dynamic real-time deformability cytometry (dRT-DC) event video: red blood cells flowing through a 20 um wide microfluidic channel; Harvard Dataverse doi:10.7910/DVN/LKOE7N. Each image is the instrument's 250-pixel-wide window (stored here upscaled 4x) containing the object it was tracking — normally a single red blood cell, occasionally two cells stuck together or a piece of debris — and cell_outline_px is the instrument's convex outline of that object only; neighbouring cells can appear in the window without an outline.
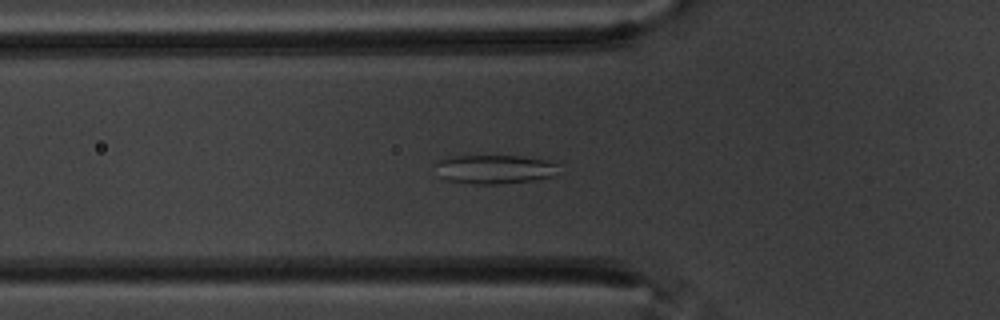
{"species": "common noctule bat (a hibernating species)", "species_latin": "Nyctalus noctula", "temperature_condition": "warm", "stored_images_in_passage": 59, "segment_of_instrument_passage": [1, 2], "camera_frame_rate_fps": 3000, "um_per_image_px": 0.085, "animal": {"sex": "male", "body_mass_g": 20.1, "forearm_length_mm": 53.5}, "frame": {"image": 1, "passage_image": 20, "time_ms": 6.333, "image_size_px": [1000, 320], "cell_outline_px": [[556, 164], [552, 176], [532, 180], [496, 184], [472, 184], [444, 180], [440, 176], [436, 164], [440, 160], [448, 156], [520, 156], [548, 160]], "centroid_in_image_um": [41.96, 14.38], "position_along_channel_um": 83.8, "area_um2": 20.46}}
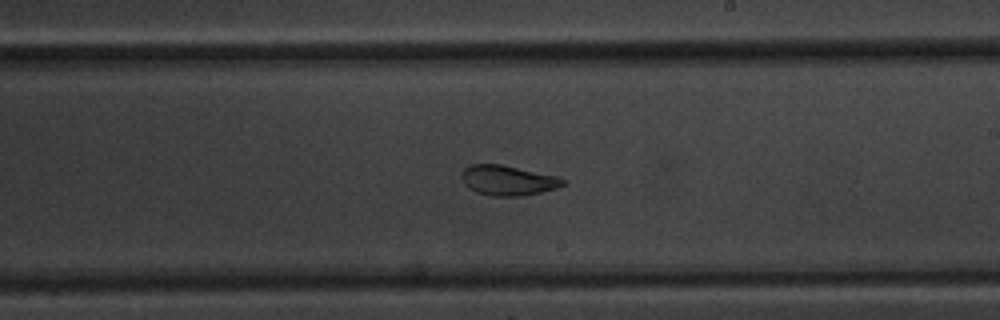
{"frame": {"image": 2, "passage_image": 34, "time_ms": 11.0, "image_size_px": [1000, 320], "cell_outline_px": [[568, 180], [564, 184], [556, 188], [540, 192], [520, 196], [492, 196], [476, 192], [468, 188], [464, 184], [460, 176], [464, 168], [468, 164], [500, 164], [556, 176]], "centroid_in_image_um": [43.13, 15.33], "position_along_channel_um": 245.9, "area_um2": 17.74}}
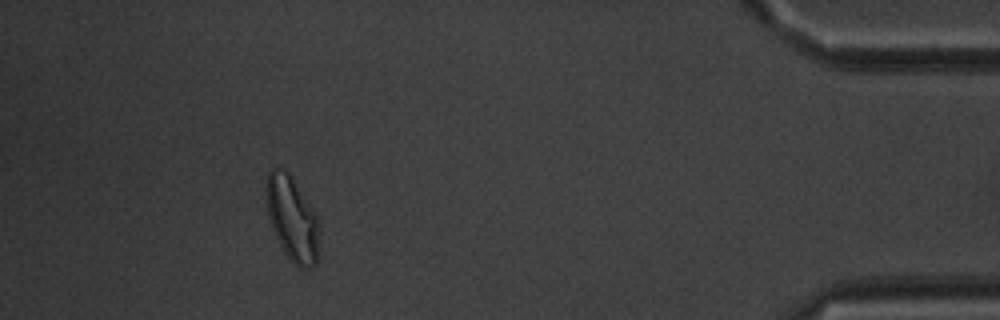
{"frame": {"image": 3, "passage_image": 53, "time_ms": 17.333, "image_size_px": [1000, 320], "cell_outline_px": [[316, 264], [312, 268], [300, 268], [284, 252], [272, 228], [268, 216], [264, 188], [268, 172], [272, 168], [276, 168], [288, 172], [316, 212]], "centroid_in_image_um": [24.77, 18.53], "position_along_channel_um": 410.4, "area_um2": 25.49}}